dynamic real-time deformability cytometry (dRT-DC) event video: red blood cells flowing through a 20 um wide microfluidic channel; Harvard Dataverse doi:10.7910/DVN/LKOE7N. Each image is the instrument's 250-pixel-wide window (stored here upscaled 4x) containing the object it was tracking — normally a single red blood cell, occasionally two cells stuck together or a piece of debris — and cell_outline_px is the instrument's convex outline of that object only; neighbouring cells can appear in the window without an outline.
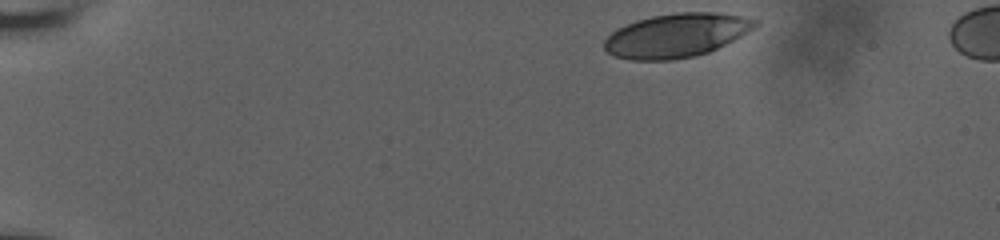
{"species": "human", "species_latin": "Homo sapiens", "temperature_condition": "room temperature", "stored_images_in_passage": 9, "camera_frame_rate_fps": 3000, "um_per_image_px": 0.085, "donor": {"sex": "male"}, "frame": {"image": 1, "passage_image": 1, "time_ms": 0.0, "image_size_px": [1000, 240], "cell_outline_px": [[760, 24], [756, 28], [708, 52], [696, 56], [672, 60], [632, 60], [612, 56], [604, 48], [604, 40], [616, 28], [636, 20], [652, 16], [676, 12], [720, 12], [760, 20]], "centroid_in_image_um": [57.49, 3.0], "position_along_channel_um": 27.5, "area_um2": 38.73}}
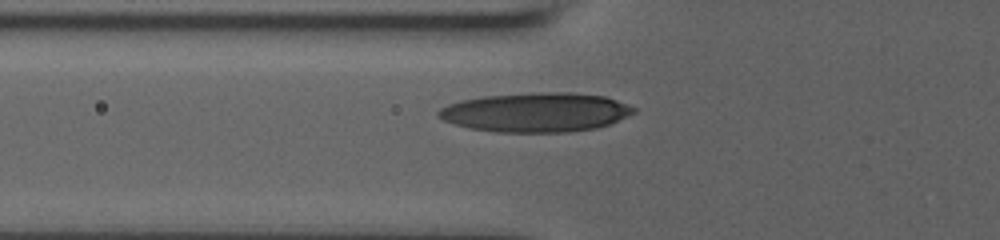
{"frame": {"image": 2, "passage_image": 9, "time_ms": 4.333, "image_size_px": [1000, 240], "cell_outline_px": [[636, 112], [628, 116], [608, 124], [596, 128], [568, 132], [496, 132], [468, 128], [444, 120], [436, 116], [436, 112], [440, 108], [448, 104], [464, 100], [484, 96], [540, 92], [572, 92], [604, 96], [616, 100], [636, 108]], "centroid_in_image_um": [45.55, 9.54], "position_along_channel_um": 80.3, "area_um2": 44.62}}